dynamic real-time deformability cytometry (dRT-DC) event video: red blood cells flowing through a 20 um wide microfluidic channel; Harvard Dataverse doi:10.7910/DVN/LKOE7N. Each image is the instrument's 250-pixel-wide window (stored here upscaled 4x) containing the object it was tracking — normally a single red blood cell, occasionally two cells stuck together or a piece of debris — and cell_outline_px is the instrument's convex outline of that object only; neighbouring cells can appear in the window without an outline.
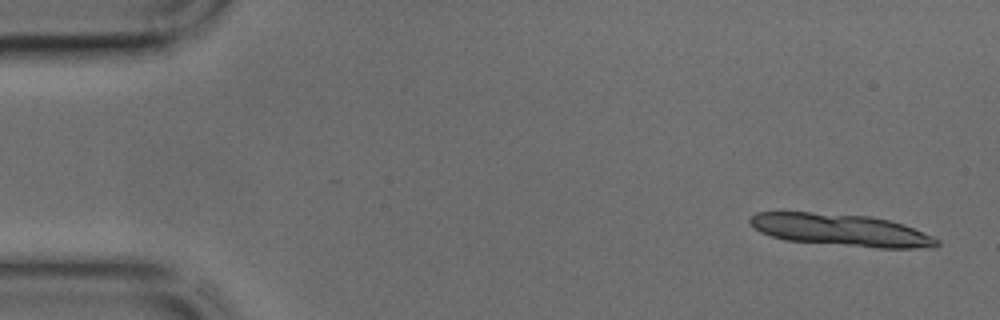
{"species": "common noctule bat (a hibernating species)", "species_latin": "Nyctalus noctula", "temperature_condition": "cold", "stored_images_in_passage": 10, "camera_frame_rate_fps": 3000, "um_per_image_px": 0.085, "animal": {"sex": "male", "body_mass_g": 17.9, "forearm_length_mm": 54.2}, "frame": {"image": 1, "passage_image": 2, "time_ms": 0.333, "image_size_px": [1000, 320], "cell_outline_px": [[940, 244], [936, 248], [876, 248], [784, 240], [760, 232], [748, 220], [756, 212], [812, 212], [868, 216], [888, 220], [904, 224], [932, 236], [940, 240]], "centroid_in_image_um": [71.52, 19.56], "position_along_channel_um": 13.5, "area_um2": 35.03}}